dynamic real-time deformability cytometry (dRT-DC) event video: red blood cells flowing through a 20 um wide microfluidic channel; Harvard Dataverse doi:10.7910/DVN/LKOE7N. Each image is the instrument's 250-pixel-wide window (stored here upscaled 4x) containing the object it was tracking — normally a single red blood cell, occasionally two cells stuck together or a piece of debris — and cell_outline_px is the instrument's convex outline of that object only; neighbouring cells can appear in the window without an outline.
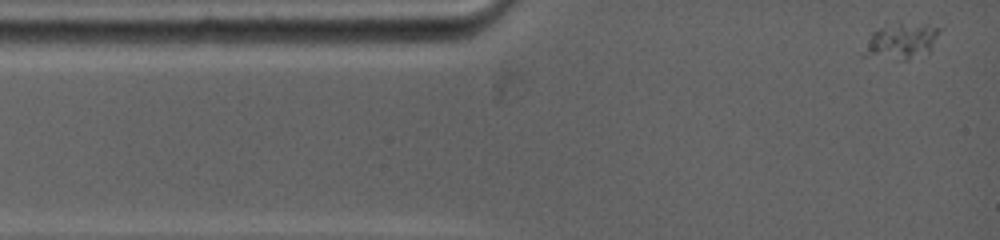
{"species": "common noctule bat (a hibernating species)", "species_latin": "Nyctalus noctula", "temperature_condition": "warm", "stored_images_in_passage": 58, "camera_frame_rate_fps": 5000, "um_per_image_px": 0.085, "animal": {"sex": "female", "body_mass_g": 19.0, "forearm_length_mm": 53.3}, "frame": {"image": 1, "passage_image": 1, "time_ms": 0.0, "image_size_px": [1000, 240], "cell_outline_px": [[940, 28], [932, 48], [928, 52], [908, 60], [896, 60], [860, 56], [872, 32], [880, 28], [900, 20], [928, 24]], "centroid_in_image_um": [76.58, 3.48], "position_along_channel_um": 8.4, "area_um2": 16.3}}
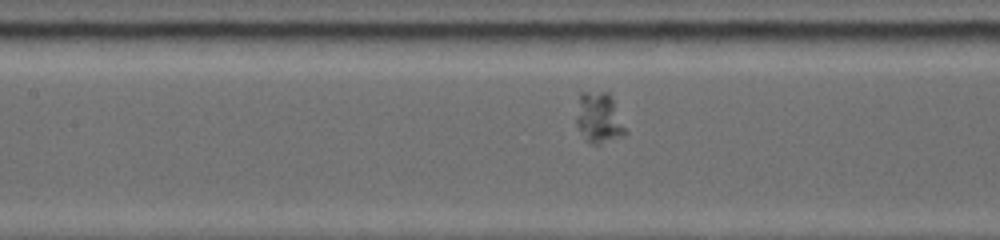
{"frame": {"image": 2, "passage_image": 28, "time_ms": 5.2, "image_size_px": [1000, 240], "cell_outline_px": [[628, 132], [624, 136], [600, 144], [592, 144], [584, 140], [576, 124], [576, 116], [580, 92], [608, 92]], "centroid_in_image_um": [50.9, 10.06], "position_along_channel_um": 156.5, "area_um2": 14.51}}
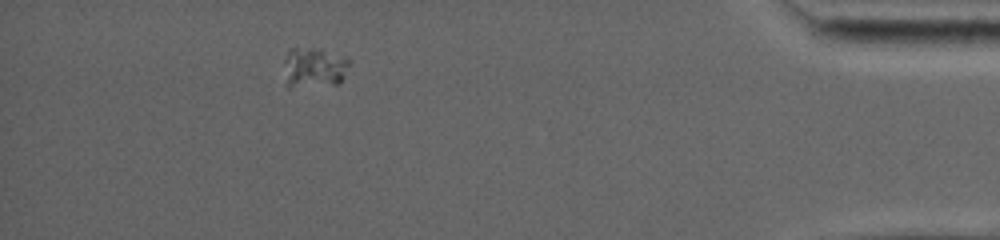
{"frame": {"image": 3, "passage_image": 50, "time_ms": 13.6, "image_size_px": [1000, 240], "cell_outline_px": [[352, 60], [344, 76], [336, 84], [288, 88], [284, 60], [288, 52], [292, 48], [320, 48]], "centroid_in_image_um": [26.71, 5.73], "position_along_channel_um": 408.5, "area_um2": 15.26}}